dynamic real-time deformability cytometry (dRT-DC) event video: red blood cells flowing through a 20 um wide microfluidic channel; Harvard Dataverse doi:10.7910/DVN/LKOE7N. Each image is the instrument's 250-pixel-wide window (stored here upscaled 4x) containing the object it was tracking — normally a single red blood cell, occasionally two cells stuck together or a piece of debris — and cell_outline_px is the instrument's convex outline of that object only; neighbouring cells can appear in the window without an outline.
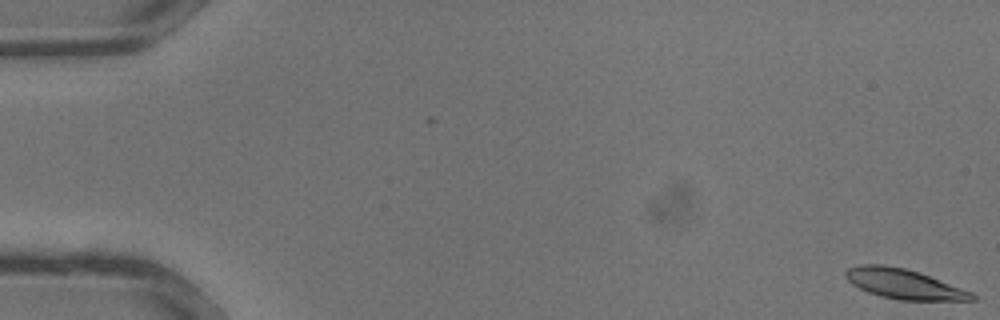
{"species": "common noctule bat (a hibernating species)", "species_latin": "Nyctalus noctula", "temperature_condition": "warm", "stored_images_in_passage": 36, "camera_frame_rate_fps": 3000, "um_per_image_px": 0.085, "animal": {"sex": "male", "body_mass_g": 13.3}, "frame": {"image": 1, "passage_image": 1, "time_ms": 0.0, "image_size_px": [1000, 320], "cell_outline_px": [[976, 300], [900, 300], [880, 296], [868, 292], [852, 284], [844, 276], [844, 272], [848, 268], [860, 264], [884, 264], [904, 268], [928, 276], [972, 292], [976, 296]], "centroid_in_image_um": [76.78, 24.13], "position_along_channel_um": 8.2, "area_um2": 21.73}}
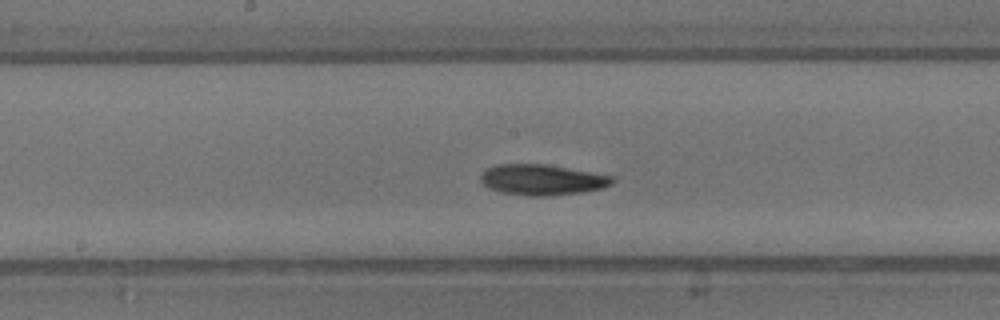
{"frame": {"image": 2, "passage_image": 19, "time_ms": 6.0, "image_size_px": [1000, 320], "cell_outline_px": [[616, 180], [612, 184], [604, 188], [580, 192], [548, 196], [528, 196], [504, 192], [492, 188], [484, 184], [480, 180], [480, 176], [492, 164], [544, 164], [568, 168], [612, 176]], "centroid_in_image_um": [46.1, 15.27], "position_along_channel_um": 202.1, "area_um2": 23.29}}
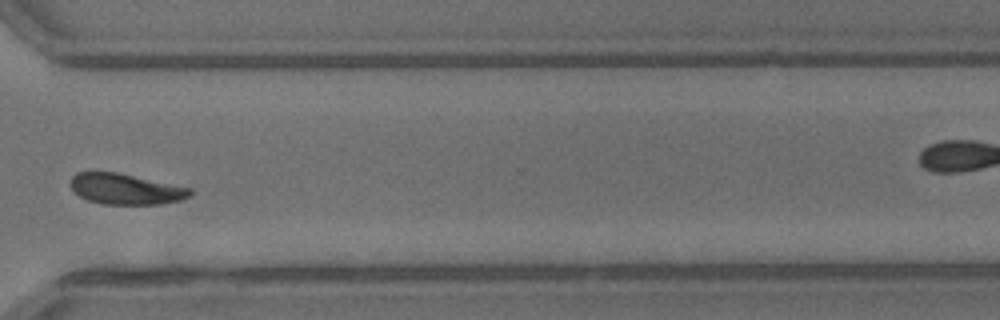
{"frame": {"image": 3, "passage_image": 27, "time_ms": 8.667, "image_size_px": [1000, 320], "cell_outline_px": [[192, 196], [180, 200], [160, 204], [100, 204], [88, 200], [80, 196], [72, 188], [72, 176], [76, 172], [116, 172], [192, 188]], "centroid_in_image_um": [10.71, 16.07], "position_along_channel_um": 359.9, "area_um2": 21.27}}